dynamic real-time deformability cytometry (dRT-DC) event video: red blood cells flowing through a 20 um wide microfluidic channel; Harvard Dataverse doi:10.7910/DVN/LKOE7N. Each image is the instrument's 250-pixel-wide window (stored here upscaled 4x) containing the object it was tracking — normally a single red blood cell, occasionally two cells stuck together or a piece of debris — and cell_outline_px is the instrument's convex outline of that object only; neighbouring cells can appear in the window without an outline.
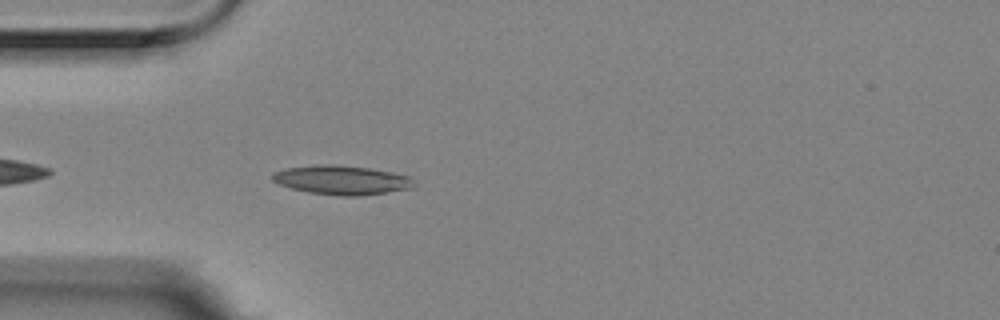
{"species": "Egyptian fruit bat (a non-hibernating species)", "species_latin": "Rousettus aegyptiacus", "temperature_condition": "room temperature", "stored_images_in_passage": 4, "camera_frame_rate_fps": 3000, "um_per_image_px": 0.085, "animal": {"sex": "female"}, "frame": {"image": 1, "passage_image": 4, "time_ms": 1.0, "image_size_px": [1000, 320], "cell_outline_px": [[416, 188], [360, 196], [340, 196], [308, 192], [292, 188], [280, 184], [272, 180], [272, 172], [284, 168], [316, 164], [336, 164], [368, 168], [392, 172], [408, 176], [412, 180]], "centroid_in_image_um": [29.04, 15.3], "position_along_channel_um": 56.0, "area_um2": 24.22}}